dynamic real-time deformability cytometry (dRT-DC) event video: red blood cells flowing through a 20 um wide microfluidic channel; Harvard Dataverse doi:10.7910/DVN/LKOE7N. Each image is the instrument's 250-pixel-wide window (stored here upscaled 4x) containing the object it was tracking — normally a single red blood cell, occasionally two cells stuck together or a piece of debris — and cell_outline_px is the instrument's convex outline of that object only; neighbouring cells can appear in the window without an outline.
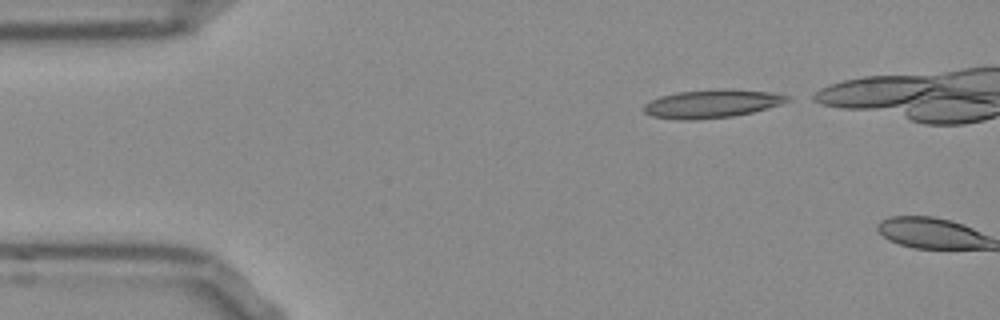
{"species": "Egyptian fruit bat (a non-hibernating species)", "species_latin": "Rousettus aegyptiacus", "temperature_condition": "room temperature", "stored_images_in_passage": 2, "camera_frame_rate_fps": 3000, "um_per_image_px": 0.085, "frame": {"image": 1, "passage_image": 1, "time_ms": 0.0, "image_size_px": [1000, 320], "cell_outline_px": [[792, 100], [780, 104], [752, 112], [732, 116], [696, 120], [676, 120], [652, 116], [644, 112], [644, 104], [660, 96], [676, 92], [768, 92], [788, 96]], "centroid_in_image_um": [60.41, 8.88], "position_along_channel_um": 24.6, "area_um2": 22.25}}